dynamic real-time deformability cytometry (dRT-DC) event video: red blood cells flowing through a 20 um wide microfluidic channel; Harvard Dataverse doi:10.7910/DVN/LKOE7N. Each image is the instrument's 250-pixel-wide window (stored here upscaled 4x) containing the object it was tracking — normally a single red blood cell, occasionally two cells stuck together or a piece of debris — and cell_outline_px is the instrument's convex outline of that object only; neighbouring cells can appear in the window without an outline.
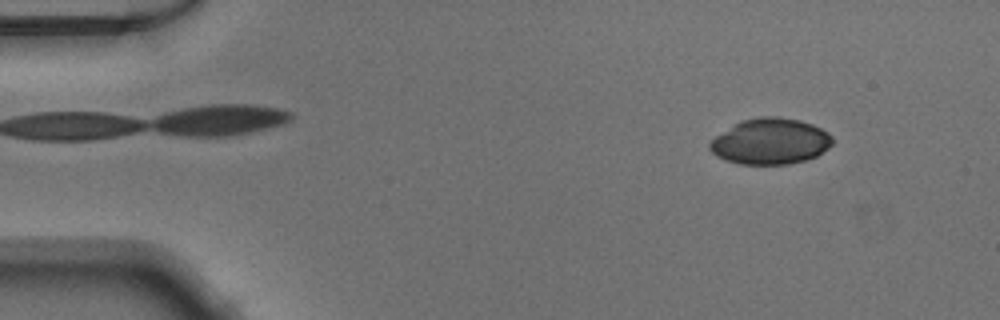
{"species": "Egyptian fruit bat (a non-hibernating species)", "species_latin": "Rousettus aegyptiacus", "temperature_condition": "warm", "stored_images_in_passage": 49, "camera_frame_rate_fps": 3000, "um_per_image_px": 0.085, "animal": {"sex": "male"}, "frame": {"image": 1, "passage_image": 5, "time_ms": 1.333, "image_size_px": [1000, 320], "cell_outline_px": [[832, 144], [828, 148], [816, 156], [804, 160], [788, 164], [740, 164], [724, 160], [716, 156], [708, 148], [708, 144], [716, 136], [740, 120], [760, 116], [776, 116], [800, 120], [812, 124], [828, 132], [832, 136]], "centroid_in_image_um": [65.46, 12.01], "position_along_channel_um": 19.5, "area_um2": 32.89}}
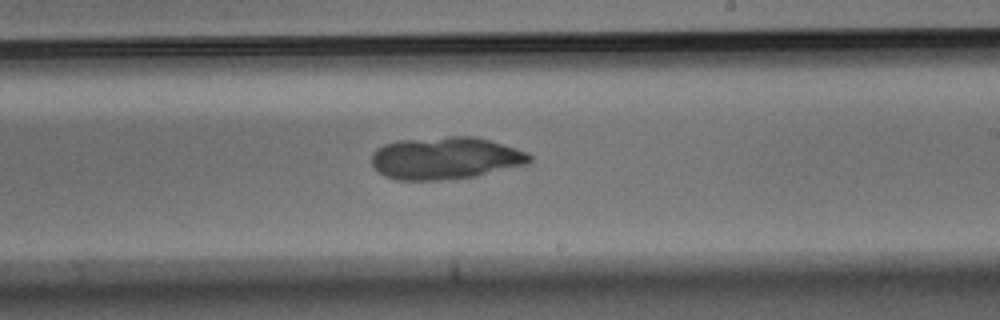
{"frame": {"image": 2, "passage_image": 29, "time_ms": 9.333, "image_size_px": [1000, 320], "cell_outline_px": [[532, 160], [528, 164], [476, 176], [440, 180], [396, 180], [384, 176], [372, 164], [372, 152], [376, 148], [384, 144], [400, 140], [448, 136], [476, 136], [492, 140], [528, 152], [532, 156]], "centroid_in_image_um": [37.89, 13.43], "position_along_channel_um": 251.1, "area_um2": 39.3}}
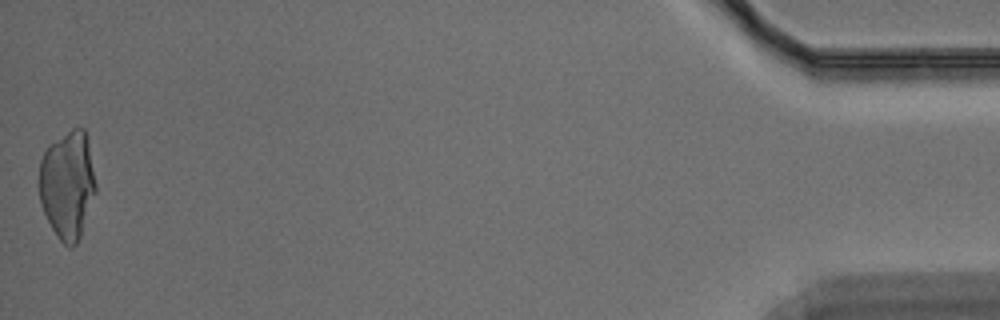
{"frame": {"image": 3, "passage_image": 49, "time_ms": 16.0, "image_size_px": [1000, 320], "cell_outline_px": [[96, 192], [80, 236], [76, 244], [72, 248], [68, 248], [56, 236], [40, 204], [36, 180], [40, 160], [48, 144], [72, 128], [84, 128], [88, 136], [96, 184]], "centroid_in_image_um": [5.71, 15.68], "position_along_channel_um": 429.5, "area_um2": 36.47}}